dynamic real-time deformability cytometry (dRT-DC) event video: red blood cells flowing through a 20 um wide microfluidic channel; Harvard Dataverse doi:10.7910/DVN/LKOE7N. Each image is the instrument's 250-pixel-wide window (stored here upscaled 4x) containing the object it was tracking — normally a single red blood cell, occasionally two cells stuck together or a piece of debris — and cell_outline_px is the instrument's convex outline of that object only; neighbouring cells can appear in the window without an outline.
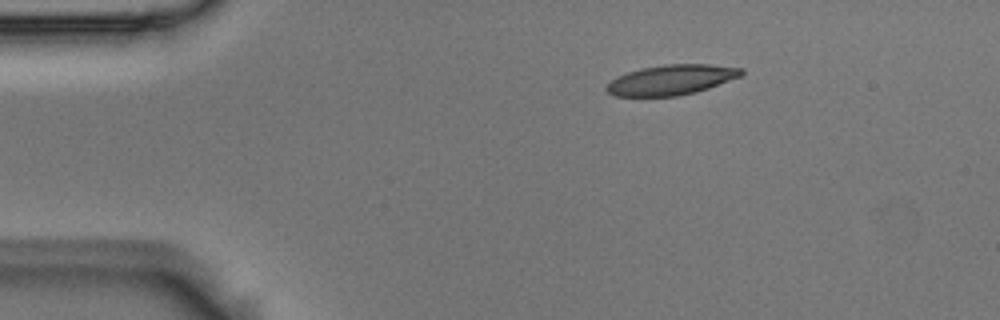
{"species": "Egyptian fruit bat (a non-hibernating species)", "species_latin": "Rousettus aegyptiacus", "temperature_condition": "room temperature", "stored_images_in_passage": 3, "camera_frame_rate_fps": 3000, "um_per_image_px": 0.085, "animal": {"sex": "male"}, "frame": {"image": 1, "passage_image": 1, "time_ms": 0.0, "image_size_px": [1000, 320], "cell_outline_px": [[744, 72], [740, 76], [708, 88], [696, 92], [676, 96], [616, 96], [608, 92], [604, 88], [612, 80], [628, 72], [644, 68], [664, 64], [708, 64], [744, 68]], "centroid_in_image_um": [57.08, 6.78], "position_along_channel_um": 27.9, "area_um2": 23.35}}
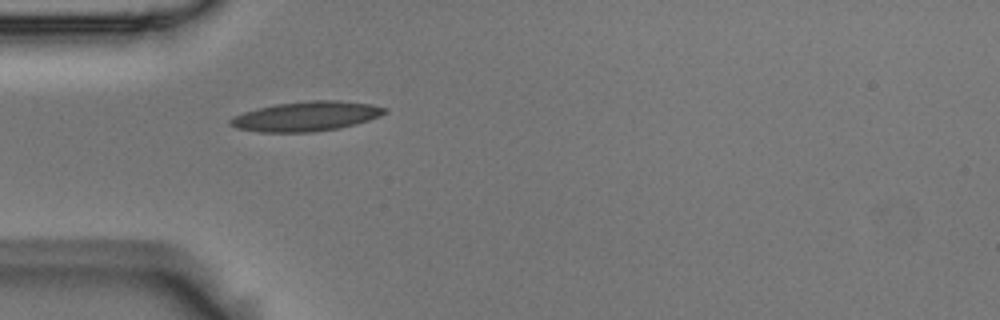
{"frame": {"image": 2, "passage_image": 3, "time_ms": 0.667, "image_size_px": [1000, 320], "cell_outline_px": [[388, 112], [380, 116], [356, 124], [340, 128], [312, 132], [260, 132], [236, 128], [228, 124], [228, 120], [232, 116], [244, 112], [276, 104], [312, 100], [340, 100], [372, 104], [388, 108]], "centroid_in_image_um": [26.05, 9.88], "position_along_channel_um": 58.9, "area_um2": 26.82}}